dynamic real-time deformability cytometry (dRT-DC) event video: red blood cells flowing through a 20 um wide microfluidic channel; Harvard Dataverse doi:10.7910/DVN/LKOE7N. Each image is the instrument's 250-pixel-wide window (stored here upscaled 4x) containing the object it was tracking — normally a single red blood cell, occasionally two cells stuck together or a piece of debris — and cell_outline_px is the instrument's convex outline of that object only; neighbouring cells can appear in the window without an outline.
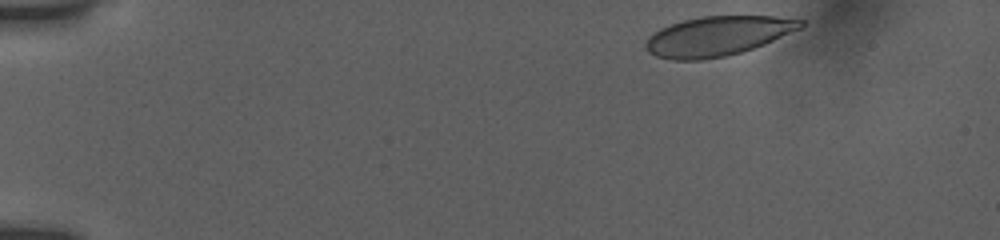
{"species": "human", "species_latin": "Homo sapiens", "temperature_condition": "room temperature", "stored_images_in_passage": 8, "camera_frame_rate_fps": 3000, "um_per_image_px": 0.085, "donor": {"sex": "female"}, "frame": {"image": 1, "passage_image": 1, "time_ms": 0.0, "image_size_px": [1000, 240], "cell_outline_px": [[804, 24], [800, 28], [764, 44], [740, 52], [724, 56], [700, 60], [672, 60], [656, 56], [648, 52], [644, 44], [648, 36], [660, 28], [684, 20], [704, 16], [772, 16], [804, 20]], "centroid_in_image_um": [60.95, 3.07], "position_along_channel_um": 24.0, "area_um2": 35.37}}
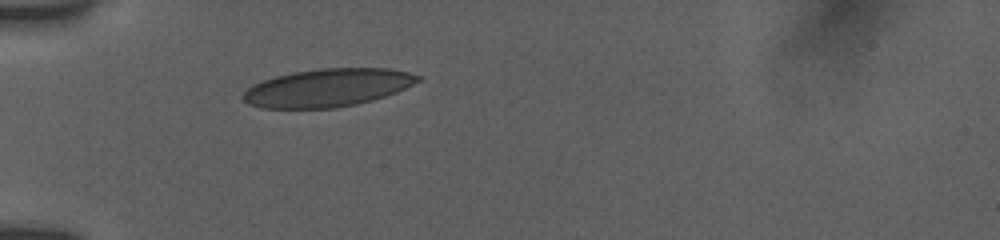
{"frame": {"image": 2, "passage_image": 6, "time_ms": 3.333, "image_size_px": [1000, 240], "cell_outline_px": [[424, 76], [420, 80], [396, 92], [372, 100], [356, 104], [336, 108], [260, 108], [248, 104], [240, 96], [252, 84], [276, 76], [292, 72], [320, 68], [392, 68]], "centroid_in_image_um": [27.84, 7.45], "position_along_channel_um": 57.2, "area_um2": 38.78}}
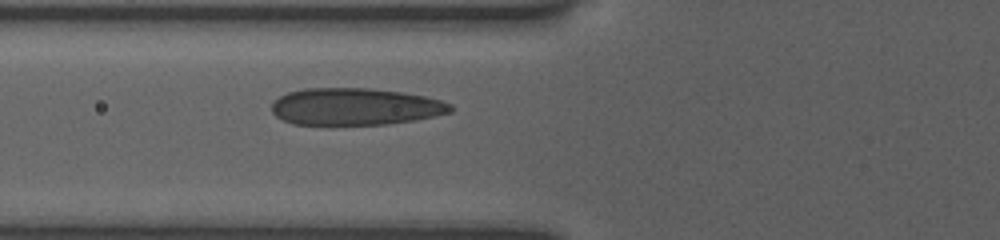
{"frame": {"image": 3, "passage_image": 8, "time_ms": 4.667, "image_size_px": [1000, 240], "cell_outline_px": [[456, 108], [452, 112], [436, 116], [416, 120], [388, 124], [292, 124], [276, 116], [272, 112], [272, 100], [288, 92], [304, 88], [372, 88], [400, 92], [424, 96], [440, 100], [452, 104]], "centroid_in_image_um": [30.22, 9.06], "position_along_channel_um": 95.6, "area_um2": 38.78}}